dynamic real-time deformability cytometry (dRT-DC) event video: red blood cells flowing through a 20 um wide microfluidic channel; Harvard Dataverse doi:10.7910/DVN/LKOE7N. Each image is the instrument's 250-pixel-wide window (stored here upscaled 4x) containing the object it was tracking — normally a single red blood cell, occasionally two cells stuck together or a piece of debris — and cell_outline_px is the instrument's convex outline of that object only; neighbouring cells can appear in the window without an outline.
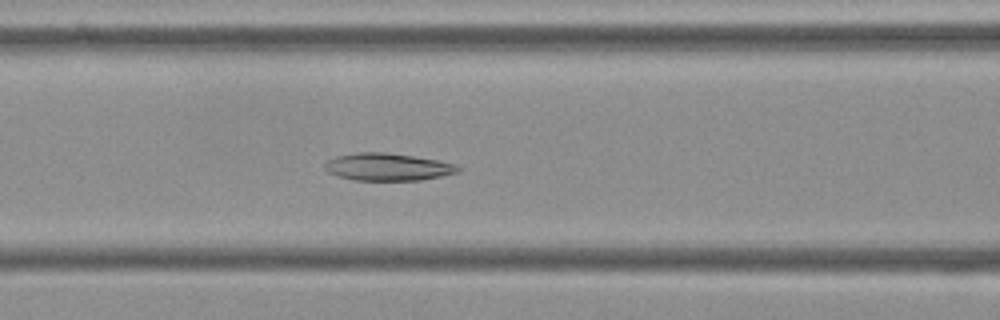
{"species": "Egyptian fruit bat (a non-hibernating species)", "species_latin": "Rousettus aegyptiacus", "temperature_condition": "cold", "stored_images_in_passage": 56, "camera_frame_rate_fps": 3000, "um_per_image_px": 0.085, "frame": {"image": 1, "passage_image": 23, "time_ms": 7.333, "image_size_px": [1000, 320], "cell_outline_px": [[460, 172], [420, 180], [352, 180], [336, 176], [328, 172], [324, 168], [324, 164], [328, 160], [336, 156], [360, 152], [384, 152], [412, 156], [436, 160], [456, 164], [460, 168]], "centroid_in_image_um": [32.92, 14.19], "position_along_channel_um": 133.7, "area_um2": 21.21}}
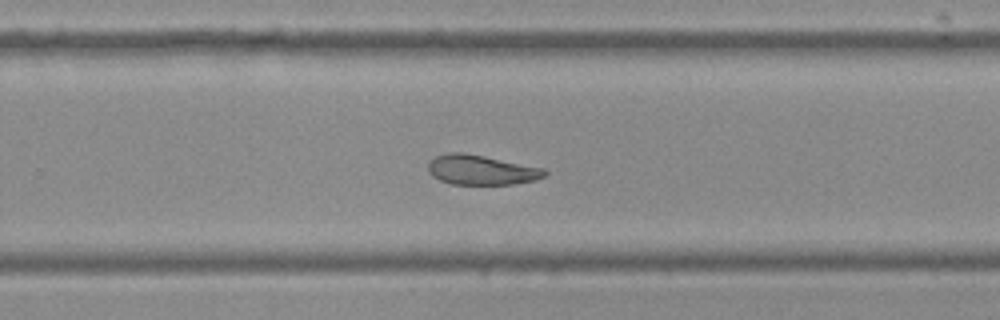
{"frame": {"image": 2, "passage_image": 36, "time_ms": 11.667, "image_size_px": [1000, 320], "cell_outline_px": [[548, 172], [544, 176], [536, 180], [512, 184], [452, 184], [440, 180], [432, 176], [428, 172], [428, 160], [436, 156], [448, 152], [464, 152], [544, 168]], "centroid_in_image_um": [40.88, 14.44], "position_along_channel_um": 288.9, "area_um2": 20.29}}
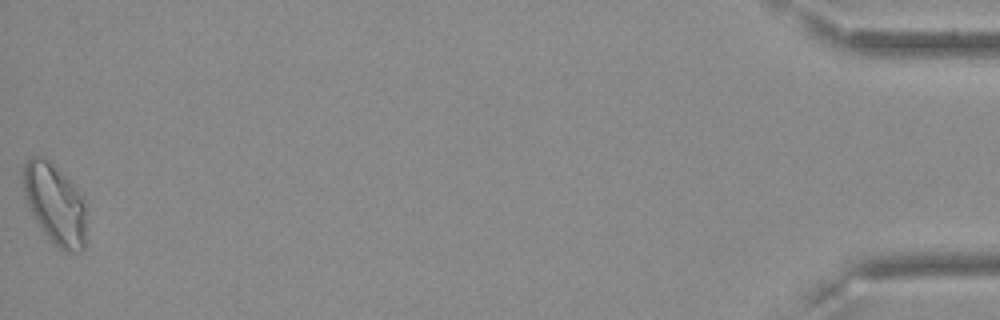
{"frame": {"image": 3, "passage_image": 56, "time_ms": 18.333, "image_size_px": [1000, 320], "cell_outline_px": [[84, 248], [80, 252], [64, 252], [44, 232], [28, 208], [24, 196], [24, 164], [32, 156], [40, 156], [48, 160], [84, 196]], "centroid_in_image_um": [4.66, 17.35], "position_along_channel_um": 430.5, "area_um2": 28.9}}